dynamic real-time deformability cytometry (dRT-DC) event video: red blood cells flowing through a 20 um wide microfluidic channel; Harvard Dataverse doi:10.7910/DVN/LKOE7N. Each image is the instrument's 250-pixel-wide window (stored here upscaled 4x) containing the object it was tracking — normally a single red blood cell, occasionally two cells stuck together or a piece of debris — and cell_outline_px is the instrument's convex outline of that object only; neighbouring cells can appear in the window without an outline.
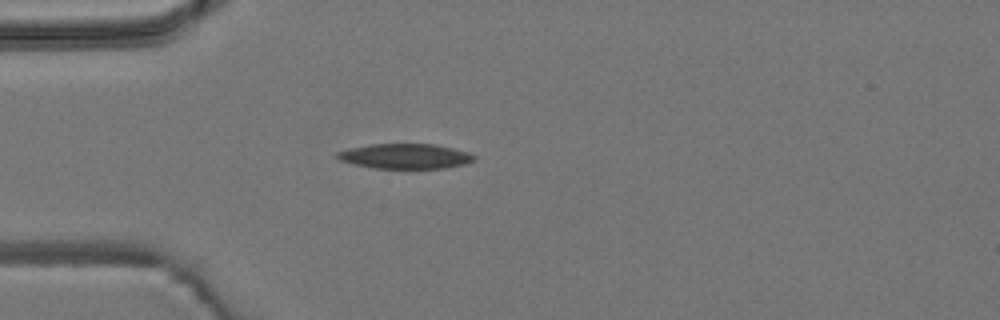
{"species": "common noctule bat (a hibernating species)", "species_latin": "Nyctalus noctula", "temperature_condition": "room temperature", "stored_images_in_passage": 2, "camera_frame_rate_fps": 3000, "um_per_image_px": 0.085, "animal": {"sex": "male", "body_mass_g": 19.2, "forearm_length_mm": 51.8}, "frame": {"image": 1, "passage_image": 1, "time_ms": 0.0, "image_size_px": [1000, 320], "cell_outline_px": [[476, 160], [464, 164], [444, 168], [376, 168], [356, 164], [340, 160], [336, 156], [336, 152], [348, 148], [372, 144], [432, 144], [452, 148], [468, 152], [476, 156]], "centroid_in_image_um": [34.46, 13.27], "position_along_channel_um": 50.5, "area_um2": 19.77}}